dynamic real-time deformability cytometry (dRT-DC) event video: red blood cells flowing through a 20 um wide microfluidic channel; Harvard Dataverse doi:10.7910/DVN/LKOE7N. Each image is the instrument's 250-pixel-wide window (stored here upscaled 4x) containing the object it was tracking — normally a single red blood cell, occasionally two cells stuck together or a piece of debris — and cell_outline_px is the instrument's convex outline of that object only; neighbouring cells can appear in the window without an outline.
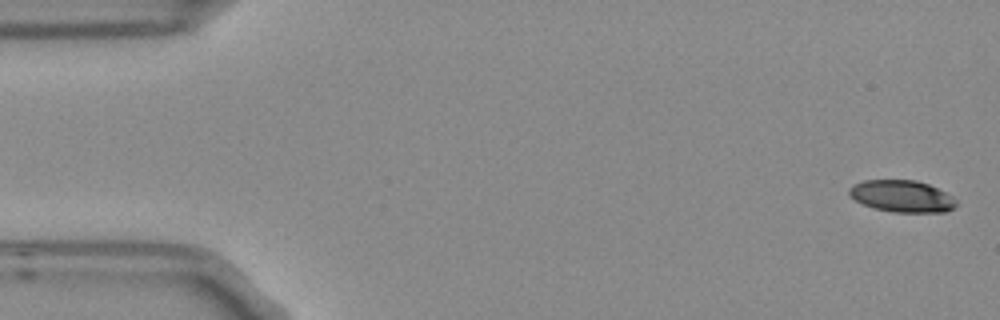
{"species": "Egyptian fruit bat (a non-hibernating species)", "species_latin": "Rousettus aegyptiacus", "temperature_condition": "room temperature", "stored_images_in_passage": 4, "camera_frame_rate_fps": 3000, "um_per_image_px": 0.085, "frame": {"image": 1, "passage_image": 1, "time_ms": 0.0, "image_size_px": [1000, 320], "cell_outline_px": [[956, 208], [944, 212], [892, 212], [872, 208], [848, 196], [848, 188], [852, 184], [864, 180], [916, 180], [928, 184], [952, 196], [956, 200]], "centroid_in_image_um": [76.63, 16.68], "position_along_channel_um": 8.4, "area_um2": 20.0}}
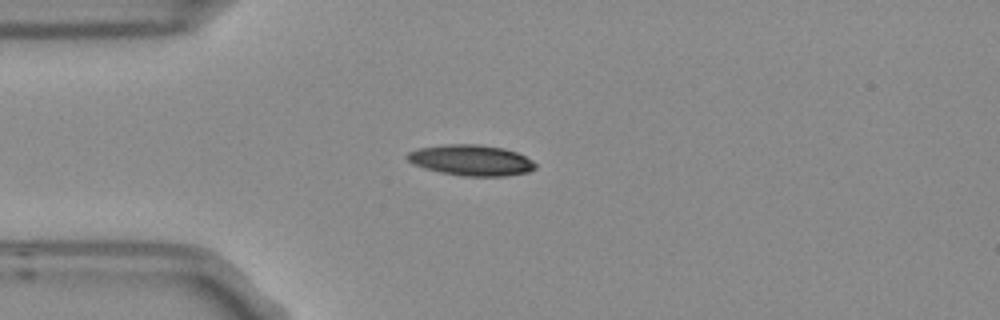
{"frame": {"image": 2, "passage_image": 4, "time_ms": 1.0, "image_size_px": [1000, 320], "cell_outline_px": [[536, 168], [528, 172], [504, 176], [464, 176], [440, 172], [424, 168], [412, 164], [404, 156], [408, 152], [420, 148], [440, 144], [476, 144], [504, 148], [516, 152], [532, 160], [536, 164]], "centroid_in_image_um": [40.02, 13.61], "position_along_channel_um": 45.0, "area_um2": 23.06}}